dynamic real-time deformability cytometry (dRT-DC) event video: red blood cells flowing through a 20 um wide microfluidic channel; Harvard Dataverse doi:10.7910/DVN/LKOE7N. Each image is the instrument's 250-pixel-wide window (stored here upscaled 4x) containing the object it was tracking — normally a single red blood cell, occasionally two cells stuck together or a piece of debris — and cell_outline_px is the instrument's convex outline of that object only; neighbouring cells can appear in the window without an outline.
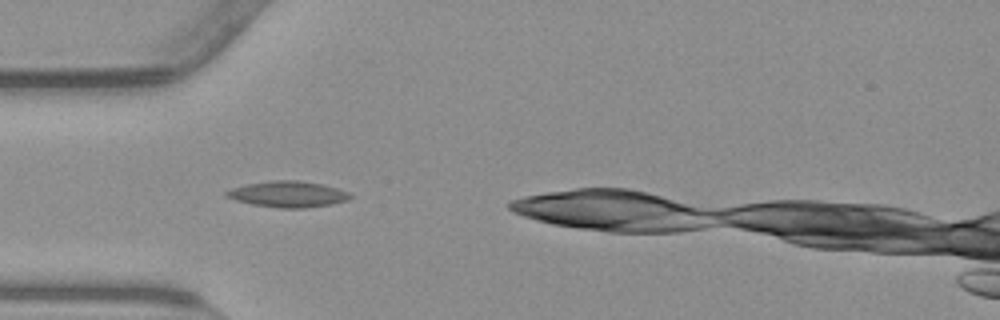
{"species": "common noctule bat (a hibernating species)", "species_latin": "Nyctalus noctula", "temperature_condition": "warm", "stored_images_in_passage": 31, "camera_frame_rate_fps": 3000, "um_per_image_px": 0.085, "animal": {"sex": "male", "body_mass_g": 23.1, "forearm_length_mm": 52.7}, "frame": {"image": 1, "passage_image": 1, "time_ms": 0.0, "image_size_px": [1000, 320], "cell_outline_px": [[352, 196], [348, 200], [332, 204], [304, 208], [280, 208], [252, 204], [236, 200], [224, 196], [224, 192], [232, 188], [248, 184], [276, 180], [296, 180], [320, 184], [336, 188], [348, 192]], "centroid_in_image_um": [24.46, 16.51], "position_along_channel_um": 60.5, "area_um2": 18.55}}
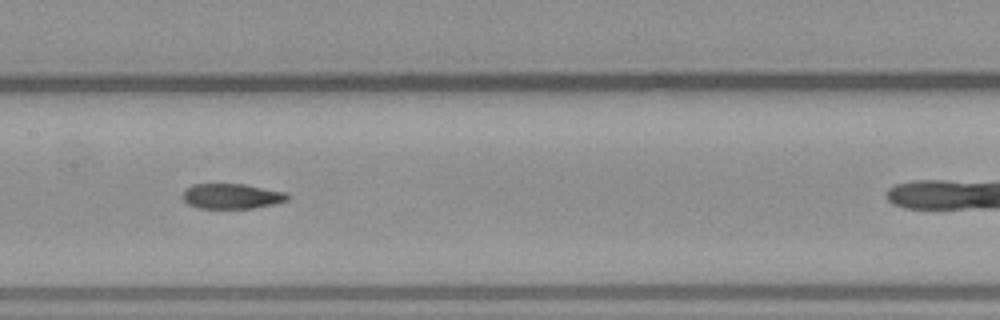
{"frame": {"image": 2, "passage_image": 11, "time_ms": 3.333, "image_size_px": [1000, 320], "cell_outline_px": [[292, 196], [288, 200], [272, 204], [252, 208], [196, 208], [188, 204], [184, 200], [184, 192], [192, 184], [244, 184], [284, 192]], "centroid_in_image_um": [19.71, 16.68], "position_along_channel_um": 187.7, "area_um2": 15.2}}
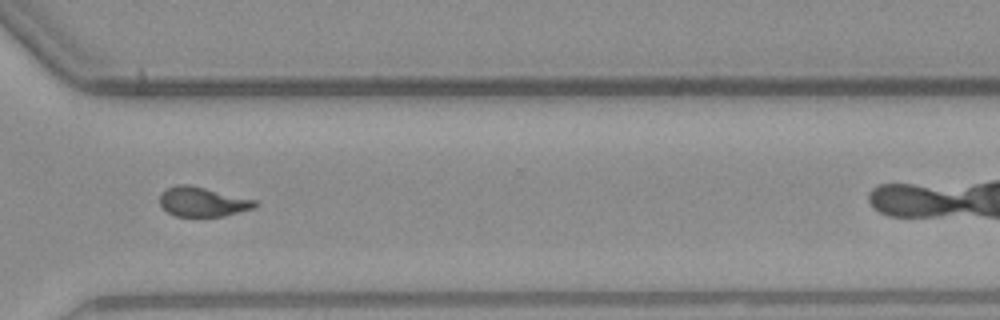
{"frame": {"image": 3, "passage_image": 24, "time_ms": 7.667, "image_size_px": [1000, 320], "cell_outline_px": [[256, 204], [252, 208], [224, 216], [176, 216], [168, 212], [160, 204], [160, 192], [176, 184], [188, 184], [256, 200]], "centroid_in_image_um": [17.17, 17.14], "position_along_channel_um": 353.4, "area_um2": 16.13}, "authors_computed_cell_mechanics": {"area_um2": 16.473, "velocity_mm_per_s": 3.8338, "shape_relaxation_time_tau1_ms": null, "shape_relaxation_time_tau2_ms": 4.8498, "deformation_change_tau1": null, "deformation_change_tau2": 0.1081}}